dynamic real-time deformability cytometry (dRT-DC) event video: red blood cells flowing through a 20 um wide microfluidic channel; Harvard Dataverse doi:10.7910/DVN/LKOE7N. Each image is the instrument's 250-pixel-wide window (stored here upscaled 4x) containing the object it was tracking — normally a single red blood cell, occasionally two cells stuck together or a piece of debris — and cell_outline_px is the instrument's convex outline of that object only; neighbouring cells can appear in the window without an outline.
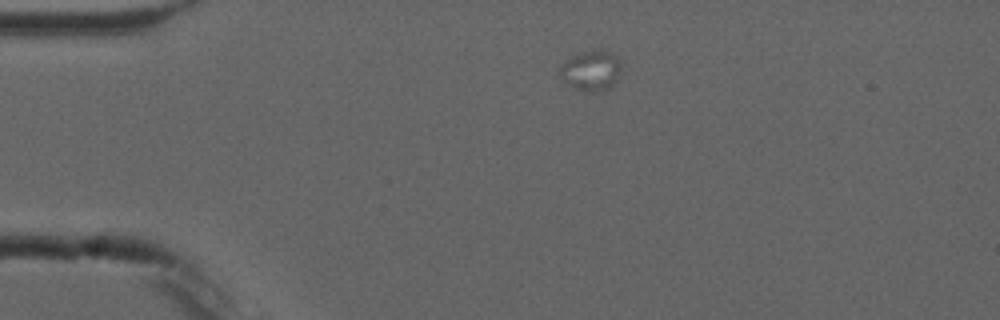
{"species": "common noctule bat (a hibernating species)", "species_latin": "Nyctalus noctula", "temperature_condition": "cold", "stored_images_in_passage": 2, "camera_frame_rate_fps": 3000, "um_per_image_px": 0.085, "animal": {"sex": "male", "forearm_length_mm": 52.5}, "frame": {"image": 1, "passage_image": 1, "time_ms": 0.0, "image_size_px": [1000, 320], "cell_outline_px": [[620, 76], [608, 88], [572, 88], [560, 76], [560, 64], [572, 56], [584, 52], [608, 52], [616, 56], [620, 60]], "centroid_in_image_um": [50.23, 5.96], "position_along_channel_um": 34.8, "area_um2": 13.41}}